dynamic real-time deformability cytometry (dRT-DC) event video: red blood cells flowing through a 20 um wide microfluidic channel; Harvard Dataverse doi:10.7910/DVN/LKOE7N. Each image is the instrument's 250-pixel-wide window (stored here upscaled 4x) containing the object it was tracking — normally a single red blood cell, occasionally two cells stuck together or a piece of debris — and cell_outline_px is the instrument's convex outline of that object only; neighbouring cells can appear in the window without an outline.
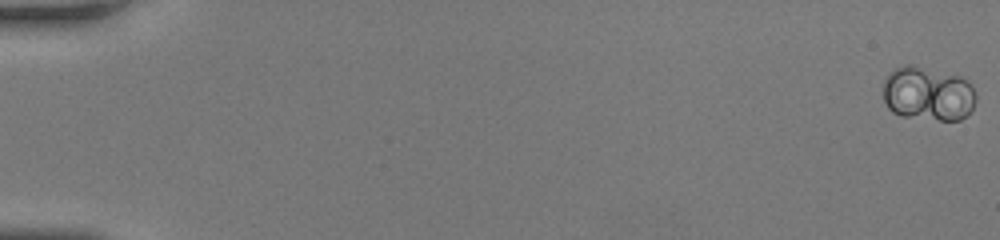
{"species": "human", "species_latin": "Homo sapiens", "temperature_condition": "room temperature", "stored_images_in_passage": 52, "camera_frame_rate_fps": 3000, "um_per_image_px": 0.085, "donor": {"sex": "female"}, "frame": {"image": 1, "passage_image": 1, "time_ms": 0.0, "image_size_px": [1000, 240], "cell_outline_px": [[976, 100], [972, 108], [960, 120], [940, 120], [900, 116], [892, 112], [888, 108], [884, 100], [884, 80], [896, 68], [904, 64], [912, 64], [960, 76], [972, 88], [976, 96]], "centroid_in_image_um": [78.85, 7.97], "position_along_channel_um": 6.2, "area_um2": 29.13}}
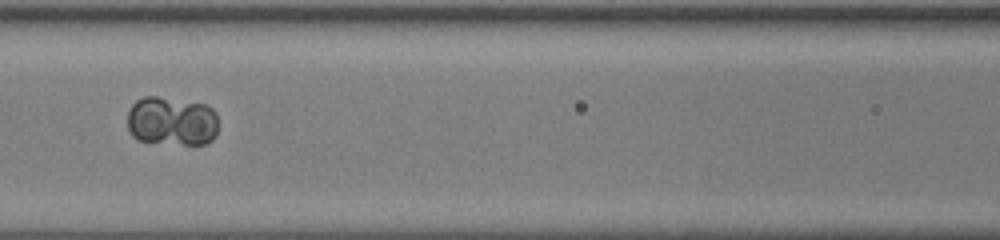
{"frame": {"image": 2, "passage_image": 26, "time_ms": 8.333, "image_size_px": [1000, 240], "cell_outline_px": [[216, 136], [212, 140], [204, 144], [184, 144], [136, 140], [132, 136], [128, 128], [128, 112], [132, 104], [136, 100], [144, 96], [156, 96], [204, 104], [212, 108], [216, 116]], "centroid_in_image_um": [14.57, 10.29], "position_along_channel_um": 152.0, "area_um2": 25.95}}
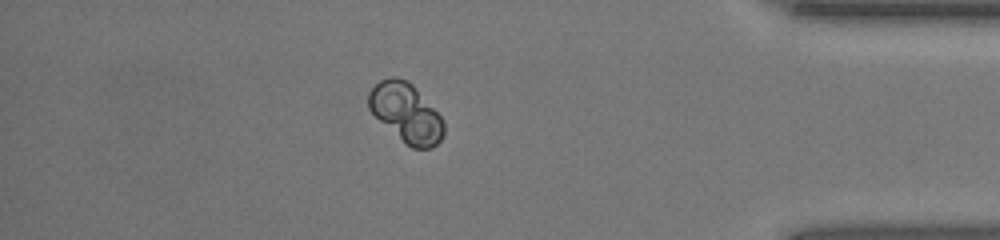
{"frame": {"image": 3, "passage_image": 46, "time_ms": 15.0, "image_size_px": [1000, 240], "cell_outline_px": [[444, 132], [440, 140], [432, 148], [412, 148], [380, 120], [368, 108], [368, 92], [380, 80], [392, 76], [396, 76], [408, 80], [412, 84], [440, 116], [444, 124]], "centroid_in_image_um": [34.51, 9.55], "position_along_channel_um": 400.7, "area_um2": 25.26}, "authors_computed_cell_mechanics": {"area_um2": 25.9522, "velocity_mm_per_s": 4.1753, "shape_relaxation_time_tau1_ms": 2.6042, "shape_relaxation_time_tau2_ms": null, "deformation_change_tau1": 0.0421, "deformation_change_tau2": null}}